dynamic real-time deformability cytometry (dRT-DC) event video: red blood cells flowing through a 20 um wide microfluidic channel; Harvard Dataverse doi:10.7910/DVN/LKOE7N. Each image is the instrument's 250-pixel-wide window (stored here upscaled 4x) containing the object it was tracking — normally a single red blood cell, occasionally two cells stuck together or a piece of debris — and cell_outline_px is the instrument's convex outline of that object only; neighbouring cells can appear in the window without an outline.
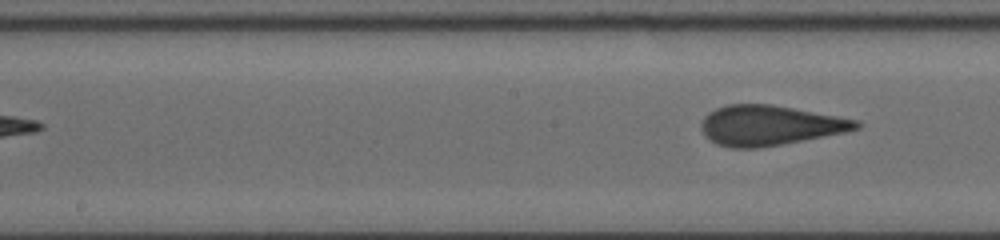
{"species": "human", "species_latin": "Homo sapiens", "temperature_condition": "cold", "stored_images_in_passage": 17, "segment_of_instrument_passage": [2, 2], "camera_frame_rate_fps": 3000, "um_per_image_px": 0.085, "donor": {"sex": "female"}, "frame": {"image": 1, "passage_image": 17, "time_ms": 9.333, "image_size_px": [1000, 240], "cell_outline_px": [[864, 124], [860, 128], [844, 132], [780, 144], [756, 148], [732, 148], [716, 144], [700, 128], [700, 124], [704, 116], [708, 112], [716, 108], [728, 104], [772, 104], [860, 120]], "centroid_in_image_um": [65.43, 10.64], "position_along_channel_um": 182.8, "area_um2": 35.95}}